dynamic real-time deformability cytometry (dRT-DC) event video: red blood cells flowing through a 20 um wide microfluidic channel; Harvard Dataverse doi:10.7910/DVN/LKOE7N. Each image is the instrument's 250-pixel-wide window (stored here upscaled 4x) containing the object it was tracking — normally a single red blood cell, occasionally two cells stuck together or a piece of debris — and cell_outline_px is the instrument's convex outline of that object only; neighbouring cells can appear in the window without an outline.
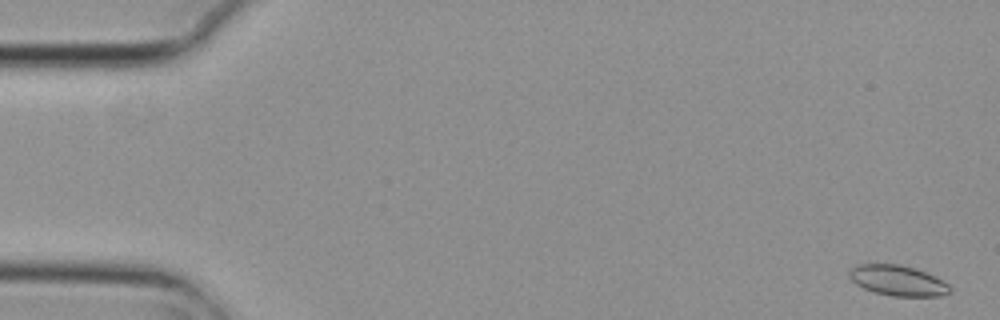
{"species": "common noctule bat (a hibernating species)", "species_latin": "Nyctalus noctula", "temperature_condition": "cold", "stored_images_in_passage": 6, "camera_frame_rate_fps": 3000, "um_per_image_px": 0.085, "animal": {"sex": "female", "body_mass_g": 29.2, "forearm_length_mm": 56.3}, "frame": {"image": 1, "passage_image": 1, "time_ms": 0.0, "image_size_px": [1000, 320], "cell_outline_px": [[952, 292], [940, 296], [892, 296], [876, 292], [864, 288], [856, 284], [848, 276], [848, 268], [856, 264], [900, 264], [916, 268], [948, 284], [952, 288]], "centroid_in_image_um": [76.27, 23.83], "position_along_channel_um": 8.7, "area_um2": 17.86}}
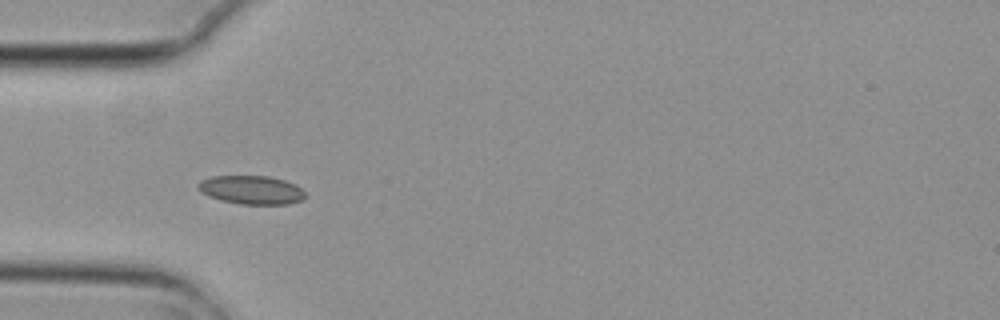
{"frame": {"image": 2, "passage_image": 5, "time_ms": 1.333, "image_size_px": [1000, 320], "cell_outline_px": [[304, 196], [300, 200], [288, 204], [240, 204], [220, 200], [208, 196], [200, 192], [196, 188], [196, 184], [200, 180], [212, 176], [268, 176], [284, 180], [296, 184], [304, 192]], "centroid_in_image_um": [21.3, 16.13], "position_along_channel_um": 63.7, "area_um2": 17.92}}
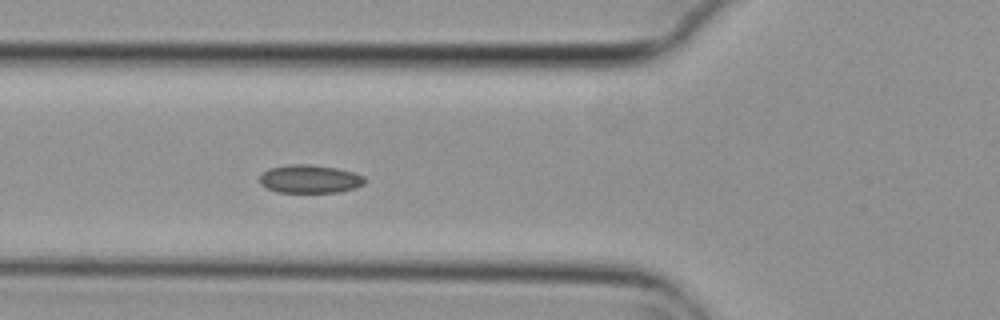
{"frame": {"image": 3, "passage_image": 6, "time_ms": 1.667, "image_size_px": [1000, 320], "cell_outline_px": [[364, 184], [356, 188], [340, 192], [276, 192], [260, 184], [260, 176], [268, 168], [288, 164], [312, 164], [336, 168], [352, 172], [364, 176]], "centroid_in_image_um": [26.33, 15.21], "position_along_channel_um": 99.5, "area_um2": 17.34}}